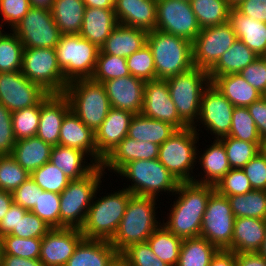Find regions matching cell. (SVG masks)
I'll return each instance as SVG.
<instances>
[{
  "label": "cell",
  "mask_w": 266,
  "mask_h": 266,
  "mask_svg": "<svg viewBox=\"0 0 266 266\" xmlns=\"http://www.w3.org/2000/svg\"><path fill=\"white\" fill-rule=\"evenodd\" d=\"M234 220L228 198L215 190L207 202L200 237L207 239L219 250L231 251Z\"/></svg>",
  "instance_id": "cell-13"
},
{
  "label": "cell",
  "mask_w": 266,
  "mask_h": 266,
  "mask_svg": "<svg viewBox=\"0 0 266 266\" xmlns=\"http://www.w3.org/2000/svg\"><path fill=\"white\" fill-rule=\"evenodd\" d=\"M146 39V31L118 24L100 50L104 54L127 58L141 49L146 44Z\"/></svg>",
  "instance_id": "cell-32"
},
{
  "label": "cell",
  "mask_w": 266,
  "mask_h": 266,
  "mask_svg": "<svg viewBox=\"0 0 266 266\" xmlns=\"http://www.w3.org/2000/svg\"><path fill=\"white\" fill-rule=\"evenodd\" d=\"M231 169H242L255 155L260 152L261 143H252L235 139L230 136L220 138Z\"/></svg>",
  "instance_id": "cell-43"
},
{
  "label": "cell",
  "mask_w": 266,
  "mask_h": 266,
  "mask_svg": "<svg viewBox=\"0 0 266 266\" xmlns=\"http://www.w3.org/2000/svg\"><path fill=\"white\" fill-rule=\"evenodd\" d=\"M19 222V205L13 204L0 222V237L9 235Z\"/></svg>",
  "instance_id": "cell-62"
},
{
  "label": "cell",
  "mask_w": 266,
  "mask_h": 266,
  "mask_svg": "<svg viewBox=\"0 0 266 266\" xmlns=\"http://www.w3.org/2000/svg\"><path fill=\"white\" fill-rule=\"evenodd\" d=\"M51 228H60V195L51 191L38 192L37 203L31 210Z\"/></svg>",
  "instance_id": "cell-49"
},
{
  "label": "cell",
  "mask_w": 266,
  "mask_h": 266,
  "mask_svg": "<svg viewBox=\"0 0 266 266\" xmlns=\"http://www.w3.org/2000/svg\"><path fill=\"white\" fill-rule=\"evenodd\" d=\"M88 8H114L115 0H83Z\"/></svg>",
  "instance_id": "cell-67"
},
{
  "label": "cell",
  "mask_w": 266,
  "mask_h": 266,
  "mask_svg": "<svg viewBox=\"0 0 266 266\" xmlns=\"http://www.w3.org/2000/svg\"><path fill=\"white\" fill-rule=\"evenodd\" d=\"M112 108L141 114L144 102L145 81L128 75L103 82Z\"/></svg>",
  "instance_id": "cell-21"
},
{
  "label": "cell",
  "mask_w": 266,
  "mask_h": 266,
  "mask_svg": "<svg viewBox=\"0 0 266 266\" xmlns=\"http://www.w3.org/2000/svg\"><path fill=\"white\" fill-rule=\"evenodd\" d=\"M30 8L29 0H0V24L2 26L7 25L6 28L10 26L12 30Z\"/></svg>",
  "instance_id": "cell-55"
},
{
  "label": "cell",
  "mask_w": 266,
  "mask_h": 266,
  "mask_svg": "<svg viewBox=\"0 0 266 266\" xmlns=\"http://www.w3.org/2000/svg\"><path fill=\"white\" fill-rule=\"evenodd\" d=\"M172 101L180 119L188 126L197 123L201 96L209 85L208 72L198 67L166 79Z\"/></svg>",
  "instance_id": "cell-9"
},
{
  "label": "cell",
  "mask_w": 266,
  "mask_h": 266,
  "mask_svg": "<svg viewBox=\"0 0 266 266\" xmlns=\"http://www.w3.org/2000/svg\"><path fill=\"white\" fill-rule=\"evenodd\" d=\"M234 107L235 106L210 82L203 90L201 96L199 117L197 123L193 127L195 132L200 135L204 128L213 139H220L228 136L231 130Z\"/></svg>",
  "instance_id": "cell-12"
},
{
  "label": "cell",
  "mask_w": 266,
  "mask_h": 266,
  "mask_svg": "<svg viewBox=\"0 0 266 266\" xmlns=\"http://www.w3.org/2000/svg\"><path fill=\"white\" fill-rule=\"evenodd\" d=\"M239 40L258 57L266 52V22L257 21L231 8L228 21Z\"/></svg>",
  "instance_id": "cell-30"
},
{
  "label": "cell",
  "mask_w": 266,
  "mask_h": 266,
  "mask_svg": "<svg viewBox=\"0 0 266 266\" xmlns=\"http://www.w3.org/2000/svg\"><path fill=\"white\" fill-rule=\"evenodd\" d=\"M129 73L144 81L156 79L153 54L146 43L141 49L126 58Z\"/></svg>",
  "instance_id": "cell-51"
},
{
  "label": "cell",
  "mask_w": 266,
  "mask_h": 266,
  "mask_svg": "<svg viewBox=\"0 0 266 266\" xmlns=\"http://www.w3.org/2000/svg\"><path fill=\"white\" fill-rule=\"evenodd\" d=\"M228 136L246 142L261 143V137L247 107H234Z\"/></svg>",
  "instance_id": "cell-46"
},
{
  "label": "cell",
  "mask_w": 266,
  "mask_h": 266,
  "mask_svg": "<svg viewBox=\"0 0 266 266\" xmlns=\"http://www.w3.org/2000/svg\"><path fill=\"white\" fill-rule=\"evenodd\" d=\"M155 63L156 79L166 80L194 67L192 43L160 30L147 33Z\"/></svg>",
  "instance_id": "cell-5"
},
{
  "label": "cell",
  "mask_w": 266,
  "mask_h": 266,
  "mask_svg": "<svg viewBox=\"0 0 266 266\" xmlns=\"http://www.w3.org/2000/svg\"><path fill=\"white\" fill-rule=\"evenodd\" d=\"M41 101L34 106L12 112L15 140L36 136L40 119Z\"/></svg>",
  "instance_id": "cell-44"
},
{
  "label": "cell",
  "mask_w": 266,
  "mask_h": 266,
  "mask_svg": "<svg viewBox=\"0 0 266 266\" xmlns=\"http://www.w3.org/2000/svg\"><path fill=\"white\" fill-rule=\"evenodd\" d=\"M252 189L266 191V157L259 152L243 168Z\"/></svg>",
  "instance_id": "cell-56"
},
{
  "label": "cell",
  "mask_w": 266,
  "mask_h": 266,
  "mask_svg": "<svg viewBox=\"0 0 266 266\" xmlns=\"http://www.w3.org/2000/svg\"><path fill=\"white\" fill-rule=\"evenodd\" d=\"M1 255H2V240L0 237V263H1Z\"/></svg>",
  "instance_id": "cell-73"
},
{
  "label": "cell",
  "mask_w": 266,
  "mask_h": 266,
  "mask_svg": "<svg viewBox=\"0 0 266 266\" xmlns=\"http://www.w3.org/2000/svg\"><path fill=\"white\" fill-rule=\"evenodd\" d=\"M116 176L130 182L123 184H127L124 188L133 195L157 199H160L158 197L164 193V195L169 193L168 196L171 197L179 184V181L172 176L158 158L128 162L116 173Z\"/></svg>",
  "instance_id": "cell-4"
},
{
  "label": "cell",
  "mask_w": 266,
  "mask_h": 266,
  "mask_svg": "<svg viewBox=\"0 0 266 266\" xmlns=\"http://www.w3.org/2000/svg\"><path fill=\"white\" fill-rule=\"evenodd\" d=\"M120 260L127 266H170L152 252L148 242L130 245L120 254Z\"/></svg>",
  "instance_id": "cell-53"
},
{
  "label": "cell",
  "mask_w": 266,
  "mask_h": 266,
  "mask_svg": "<svg viewBox=\"0 0 266 266\" xmlns=\"http://www.w3.org/2000/svg\"><path fill=\"white\" fill-rule=\"evenodd\" d=\"M141 114L147 118L170 123L177 129L188 127L180 119L175 104L171 99L167 81L163 79L145 81Z\"/></svg>",
  "instance_id": "cell-18"
},
{
  "label": "cell",
  "mask_w": 266,
  "mask_h": 266,
  "mask_svg": "<svg viewBox=\"0 0 266 266\" xmlns=\"http://www.w3.org/2000/svg\"><path fill=\"white\" fill-rule=\"evenodd\" d=\"M88 157L79 149L58 144L53 146L49 162L63 171L68 179L78 180L90 174L98 166Z\"/></svg>",
  "instance_id": "cell-29"
},
{
  "label": "cell",
  "mask_w": 266,
  "mask_h": 266,
  "mask_svg": "<svg viewBox=\"0 0 266 266\" xmlns=\"http://www.w3.org/2000/svg\"><path fill=\"white\" fill-rule=\"evenodd\" d=\"M210 141L211 144L207 145L204 151L202 148L199 149V146L197 148V170L200 169V171L198 170V175L195 174L194 182L216 186L231 167L222 141L220 139ZM198 166L200 167L198 168Z\"/></svg>",
  "instance_id": "cell-23"
},
{
  "label": "cell",
  "mask_w": 266,
  "mask_h": 266,
  "mask_svg": "<svg viewBox=\"0 0 266 266\" xmlns=\"http://www.w3.org/2000/svg\"><path fill=\"white\" fill-rule=\"evenodd\" d=\"M15 143L12 112L0 102V154L11 155Z\"/></svg>",
  "instance_id": "cell-57"
},
{
  "label": "cell",
  "mask_w": 266,
  "mask_h": 266,
  "mask_svg": "<svg viewBox=\"0 0 266 266\" xmlns=\"http://www.w3.org/2000/svg\"><path fill=\"white\" fill-rule=\"evenodd\" d=\"M13 204L12 193L0 189V222Z\"/></svg>",
  "instance_id": "cell-66"
},
{
  "label": "cell",
  "mask_w": 266,
  "mask_h": 266,
  "mask_svg": "<svg viewBox=\"0 0 266 266\" xmlns=\"http://www.w3.org/2000/svg\"><path fill=\"white\" fill-rule=\"evenodd\" d=\"M21 73L48 94H64L68 86L54 48H24Z\"/></svg>",
  "instance_id": "cell-11"
},
{
  "label": "cell",
  "mask_w": 266,
  "mask_h": 266,
  "mask_svg": "<svg viewBox=\"0 0 266 266\" xmlns=\"http://www.w3.org/2000/svg\"><path fill=\"white\" fill-rule=\"evenodd\" d=\"M31 7L51 9L54 0H29Z\"/></svg>",
  "instance_id": "cell-68"
},
{
  "label": "cell",
  "mask_w": 266,
  "mask_h": 266,
  "mask_svg": "<svg viewBox=\"0 0 266 266\" xmlns=\"http://www.w3.org/2000/svg\"><path fill=\"white\" fill-rule=\"evenodd\" d=\"M70 111L69 99L64 94H47L41 100L36 136L52 146L58 145L62 122Z\"/></svg>",
  "instance_id": "cell-22"
},
{
  "label": "cell",
  "mask_w": 266,
  "mask_h": 266,
  "mask_svg": "<svg viewBox=\"0 0 266 266\" xmlns=\"http://www.w3.org/2000/svg\"><path fill=\"white\" fill-rule=\"evenodd\" d=\"M227 198L235 218L266 219V191L253 189L245 194Z\"/></svg>",
  "instance_id": "cell-41"
},
{
  "label": "cell",
  "mask_w": 266,
  "mask_h": 266,
  "mask_svg": "<svg viewBox=\"0 0 266 266\" xmlns=\"http://www.w3.org/2000/svg\"><path fill=\"white\" fill-rule=\"evenodd\" d=\"M117 25L114 8L86 7L79 35L100 49Z\"/></svg>",
  "instance_id": "cell-28"
},
{
  "label": "cell",
  "mask_w": 266,
  "mask_h": 266,
  "mask_svg": "<svg viewBox=\"0 0 266 266\" xmlns=\"http://www.w3.org/2000/svg\"><path fill=\"white\" fill-rule=\"evenodd\" d=\"M41 191L42 189L31 177H29L16 190L12 192V199L15 204H18L23 208L31 211L35 206V203H37L38 192Z\"/></svg>",
  "instance_id": "cell-59"
},
{
  "label": "cell",
  "mask_w": 266,
  "mask_h": 266,
  "mask_svg": "<svg viewBox=\"0 0 266 266\" xmlns=\"http://www.w3.org/2000/svg\"><path fill=\"white\" fill-rule=\"evenodd\" d=\"M160 145L142 142L126 136L103 160L101 166L109 173H117L125 164L135 160L158 158Z\"/></svg>",
  "instance_id": "cell-24"
},
{
  "label": "cell",
  "mask_w": 266,
  "mask_h": 266,
  "mask_svg": "<svg viewBox=\"0 0 266 266\" xmlns=\"http://www.w3.org/2000/svg\"><path fill=\"white\" fill-rule=\"evenodd\" d=\"M30 177V173L23 169L11 155L0 157V189L13 192Z\"/></svg>",
  "instance_id": "cell-50"
},
{
  "label": "cell",
  "mask_w": 266,
  "mask_h": 266,
  "mask_svg": "<svg viewBox=\"0 0 266 266\" xmlns=\"http://www.w3.org/2000/svg\"><path fill=\"white\" fill-rule=\"evenodd\" d=\"M234 8L243 15L266 22V0H243Z\"/></svg>",
  "instance_id": "cell-60"
},
{
  "label": "cell",
  "mask_w": 266,
  "mask_h": 266,
  "mask_svg": "<svg viewBox=\"0 0 266 266\" xmlns=\"http://www.w3.org/2000/svg\"><path fill=\"white\" fill-rule=\"evenodd\" d=\"M155 29L182 37L191 43L201 30L190 2L181 0H156Z\"/></svg>",
  "instance_id": "cell-16"
},
{
  "label": "cell",
  "mask_w": 266,
  "mask_h": 266,
  "mask_svg": "<svg viewBox=\"0 0 266 266\" xmlns=\"http://www.w3.org/2000/svg\"><path fill=\"white\" fill-rule=\"evenodd\" d=\"M243 0H227V2L229 3V5L234 8L235 6H237L240 2H242Z\"/></svg>",
  "instance_id": "cell-71"
},
{
  "label": "cell",
  "mask_w": 266,
  "mask_h": 266,
  "mask_svg": "<svg viewBox=\"0 0 266 266\" xmlns=\"http://www.w3.org/2000/svg\"><path fill=\"white\" fill-rule=\"evenodd\" d=\"M177 130L170 123L135 114L131 119L127 136L137 141L161 145Z\"/></svg>",
  "instance_id": "cell-35"
},
{
  "label": "cell",
  "mask_w": 266,
  "mask_h": 266,
  "mask_svg": "<svg viewBox=\"0 0 266 266\" xmlns=\"http://www.w3.org/2000/svg\"><path fill=\"white\" fill-rule=\"evenodd\" d=\"M55 50L67 83L93 76L100 51L96 45L79 34L61 35Z\"/></svg>",
  "instance_id": "cell-10"
},
{
  "label": "cell",
  "mask_w": 266,
  "mask_h": 266,
  "mask_svg": "<svg viewBox=\"0 0 266 266\" xmlns=\"http://www.w3.org/2000/svg\"><path fill=\"white\" fill-rule=\"evenodd\" d=\"M190 5L200 29L221 25L229 21L232 7L227 0H192Z\"/></svg>",
  "instance_id": "cell-40"
},
{
  "label": "cell",
  "mask_w": 266,
  "mask_h": 266,
  "mask_svg": "<svg viewBox=\"0 0 266 266\" xmlns=\"http://www.w3.org/2000/svg\"><path fill=\"white\" fill-rule=\"evenodd\" d=\"M2 240V255H12L27 259H39L42 238H20L5 235Z\"/></svg>",
  "instance_id": "cell-48"
},
{
  "label": "cell",
  "mask_w": 266,
  "mask_h": 266,
  "mask_svg": "<svg viewBox=\"0 0 266 266\" xmlns=\"http://www.w3.org/2000/svg\"><path fill=\"white\" fill-rule=\"evenodd\" d=\"M266 219L235 218L231 251L234 253L257 252L265 237Z\"/></svg>",
  "instance_id": "cell-31"
},
{
  "label": "cell",
  "mask_w": 266,
  "mask_h": 266,
  "mask_svg": "<svg viewBox=\"0 0 266 266\" xmlns=\"http://www.w3.org/2000/svg\"><path fill=\"white\" fill-rule=\"evenodd\" d=\"M183 239L171 233L161 224L147 239L152 252L170 266H177Z\"/></svg>",
  "instance_id": "cell-39"
},
{
  "label": "cell",
  "mask_w": 266,
  "mask_h": 266,
  "mask_svg": "<svg viewBox=\"0 0 266 266\" xmlns=\"http://www.w3.org/2000/svg\"><path fill=\"white\" fill-rule=\"evenodd\" d=\"M214 191L215 186L212 185L193 181L179 182L176 192L172 195L175 196L172 202L174 204L171 203L162 224L182 239L200 237L203 215L208 199Z\"/></svg>",
  "instance_id": "cell-1"
},
{
  "label": "cell",
  "mask_w": 266,
  "mask_h": 266,
  "mask_svg": "<svg viewBox=\"0 0 266 266\" xmlns=\"http://www.w3.org/2000/svg\"><path fill=\"white\" fill-rule=\"evenodd\" d=\"M237 40L229 22L201 29L192 42L194 67L209 72Z\"/></svg>",
  "instance_id": "cell-15"
},
{
  "label": "cell",
  "mask_w": 266,
  "mask_h": 266,
  "mask_svg": "<svg viewBox=\"0 0 266 266\" xmlns=\"http://www.w3.org/2000/svg\"><path fill=\"white\" fill-rule=\"evenodd\" d=\"M3 27V28H2ZM5 29H4V26H2L1 24H0V39L3 37V35L6 33L5 31H4Z\"/></svg>",
  "instance_id": "cell-72"
},
{
  "label": "cell",
  "mask_w": 266,
  "mask_h": 266,
  "mask_svg": "<svg viewBox=\"0 0 266 266\" xmlns=\"http://www.w3.org/2000/svg\"><path fill=\"white\" fill-rule=\"evenodd\" d=\"M12 31L18 36L24 48L55 49L62 35L51 11L39 7H31Z\"/></svg>",
  "instance_id": "cell-14"
},
{
  "label": "cell",
  "mask_w": 266,
  "mask_h": 266,
  "mask_svg": "<svg viewBox=\"0 0 266 266\" xmlns=\"http://www.w3.org/2000/svg\"><path fill=\"white\" fill-rule=\"evenodd\" d=\"M257 253L260 254L266 260V222H265V237Z\"/></svg>",
  "instance_id": "cell-69"
},
{
  "label": "cell",
  "mask_w": 266,
  "mask_h": 266,
  "mask_svg": "<svg viewBox=\"0 0 266 266\" xmlns=\"http://www.w3.org/2000/svg\"><path fill=\"white\" fill-rule=\"evenodd\" d=\"M260 57L263 59V61H264L265 64H266V52H265L263 55H261Z\"/></svg>",
  "instance_id": "cell-74"
},
{
  "label": "cell",
  "mask_w": 266,
  "mask_h": 266,
  "mask_svg": "<svg viewBox=\"0 0 266 266\" xmlns=\"http://www.w3.org/2000/svg\"><path fill=\"white\" fill-rule=\"evenodd\" d=\"M219 249L203 237L182 241L177 266H209Z\"/></svg>",
  "instance_id": "cell-38"
},
{
  "label": "cell",
  "mask_w": 266,
  "mask_h": 266,
  "mask_svg": "<svg viewBox=\"0 0 266 266\" xmlns=\"http://www.w3.org/2000/svg\"><path fill=\"white\" fill-rule=\"evenodd\" d=\"M52 228L32 211L19 205V222L9 235L20 238H42Z\"/></svg>",
  "instance_id": "cell-52"
},
{
  "label": "cell",
  "mask_w": 266,
  "mask_h": 266,
  "mask_svg": "<svg viewBox=\"0 0 266 266\" xmlns=\"http://www.w3.org/2000/svg\"><path fill=\"white\" fill-rule=\"evenodd\" d=\"M118 24L148 32L156 27V0H115Z\"/></svg>",
  "instance_id": "cell-26"
},
{
  "label": "cell",
  "mask_w": 266,
  "mask_h": 266,
  "mask_svg": "<svg viewBox=\"0 0 266 266\" xmlns=\"http://www.w3.org/2000/svg\"><path fill=\"white\" fill-rule=\"evenodd\" d=\"M102 185L98 187L93 197L85 223L80 230L84 238L110 241L118 229L133 194L123 187L104 193ZM98 193L103 194L102 197Z\"/></svg>",
  "instance_id": "cell-3"
},
{
  "label": "cell",
  "mask_w": 266,
  "mask_h": 266,
  "mask_svg": "<svg viewBox=\"0 0 266 266\" xmlns=\"http://www.w3.org/2000/svg\"><path fill=\"white\" fill-rule=\"evenodd\" d=\"M260 152L266 157V139L261 141Z\"/></svg>",
  "instance_id": "cell-70"
},
{
  "label": "cell",
  "mask_w": 266,
  "mask_h": 266,
  "mask_svg": "<svg viewBox=\"0 0 266 266\" xmlns=\"http://www.w3.org/2000/svg\"><path fill=\"white\" fill-rule=\"evenodd\" d=\"M53 146L37 136L17 140L11 156L29 173L50 161Z\"/></svg>",
  "instance_id": "cell-34"
},
{
  "label": "cell",
  "mask_w": 266,
  "mask_h": 266,
  "mask_svg": "<svg viewBox=\"0 0 266 266\" xmlns=\"http://www.w3.org/2000/svg\"><path fill=\"white\" fill-rule=\"evenodd\" d=\"M128 75H130V73L127 67L126 58L112 54H104L101 50L99 51L96 68L91 77L93 80L103 83L107 80Z\"/></svg>",
  "instance_id": "cell-45"
},
{
  "label": "cell",
  "mask_w": 266,
  "mask_h": 266,
  "mask_svg": "<svg viewBox=\"0 0 266 266\" xmlns=\"http://www.w3.org/2000/svg\"><path fill=\"white\" fill-rule=\"evenodd\" d=\"M239 74L263 96L266 94V64L261 57L254 60Z\"/></svg>",
  "instance_id": "cell-58"
},
{
  "label": "cell",
  "mask_w": 266,
  "mask_h": 266,
  "mask_svg": "<svg viewBox=\"0 0 266 266\" xmlns=\"http://www.w3.org/2000/svg\"><path fill=\"white\" fill-rule=\"evenodd\" d=\"M47 94L21 71L0 73V102L11 112L37 105Z\"/></svg>",
  "instance_id": "cell-17"
},
{
  "label": "cell",
  "mask_w": 266,
  "mask_h": 266,
  "mask_svg": "<svg viewBox=\"0 0 266 266\" xmlns=\"http://www.w3.org/2000/svg\"><path fill=\"white\" fill-rule=\"evenodd\" d=\"M200 136L193 127L178 129L159 147L158 160L179 182H194Z\"/></svg>",
  "instance_id": "cell-7"
},
{
  "label": "cell",
  "mask_w": 266,
  "mask_h": 266,
  "mask_svg": "<svg viewBox=\"0 0 266 266\" xmlns=\"http://www.w3.org/2000/svg\"><path fill=\"white\" fill-rule=\"evenodd\" d=\"M236 266H266V260L257 252L235 253Z\"/></svg>",
  "instance_id": "cell-63"
},
{
  "label": "cell",
  "mask_w": 266,
  "mask_h": 266,
  "mask_svg": "<svg viewBox=\"0 0 266 266\" xmlns=\"http://www.w3.org/2000/svg\"><path fill=\"white\" fill-rule=\"evenodd\" d=\"M158 201L160 202L154 197L137 195L130 198L118 229L109 241L119 254L132 244L147 242L162 224L156 211L157 208H161V204L157 206Z\"/></svg>",
  "instance_id": "cell-2"
},
{
  "label": "cell",
  "mask_w": 266,
  "mask_h": 266,
  "mask_svg": "<svg viewBox=\"0 0 266 266\" xmlns=\"http://www.w3.org/2000/svg\"><path fill=\"white\" fill-rule=\"evenodd\" d=\"M134 115L130 111L110 108L101 126L94 132L97 165H101L103 160L127 136Z\"/></svg>",
  "instance_id": "cell-20"
},
{
  "label": "cell",
  "mask_w": 266,
  "mask_h": 266,
  "mask_svg": "<svg viewBox=\"0 0 266 266\" xmlns=\"http://www.w3.org/2000/svg\"><path fill=\"white\" fill-rule=\"evenodd\" d=\"M64 95L69 99L71 111L94 132L111 108L103 83L92 78L68 83Z\"/></svg>",
  "instance_id": "cell-8"
},
{
  "label": "cell",
  "mask_w": 266,
  "mask_h": 266,
  "mask_svg": "<svg viewBox=\"0 0 266 266\" xmlns=\"http://www.w3.org/2000/svg\"><path fill=\"white\" fill-rule=\"evenodd\" d=\"M59 145L79 149L97 164L95 133L72 111L64 117L62 122Z\"/></svg>",
  "instance_id": "cell-27"
},
{
  "label": "cell",
  "mask_w": 266,
  "mask_h": 266,
  "mask_svg": "<svg viewBox=\"0 0 266 266\" xmlns=\"http://www.w3.org/2000/svg\"><path fill=\"white\" fill-rule=\"evenodd\" d=\"M0 266H45L40 259H27L12 255H1Z\"/></svg>",
  "instance_id": "cell-64"
},
{
  "label": "cell",
  "mask_w": 266,
  "mask_h": 266,
  "mask_svg": "<svg viewBox=\"0 0 266 266\" xmlns=\"http://www.w3.org/2000/svg\"><path fill=\"white\" fill-rule=\"evenodd\" d=\"M209 266H236L235 253L228 250H219L212 258Z\"/></svg>",
  "instance_id": "cell-65"
},
{
  "label": "cell",
  "mask_w": 266,
  "mask_h": 266,
  "mask_svg": "<svg viewBox=\"0 0 266 266\" xmlns=\"http://www.w3.org/2000/svg\"><path fill=\"white\" fill-rule=\"evenodd\" d=\"M83 0H54L51 15L62 35L79 34L84 13Z\"/></svg>",
  "instance_id": "cell-36"
},
{
  "label": "cell",
  "mask_w": 266,
  "mask_h": 266,
  "mask_svg": "<svg viewBox=\"0 0 266 266\" xmlns=\"http://www.w3.org/2000/svg\"><path fill=\"white\" fill-rule=\"evenodd\" d=\"M83 238L79 228H52L42 237L40 261L45 266H65Z\"/></svg>",
  "instance_id": "cell-19"
},
{
  "label": "cell",
  "mask_w": 266,
  "mask_h": 266,
  "mask_svg": "<svg viewBox=\"0 0 266 266\" xmlns=\"http://www.w3.org/2000/svg\"><path fill=\"white\" fill-rule=\"evenodd\" d=\"M108 171L98 165L90 174L71 180L60 195V228H79L85 223L88 209Z\"/></svg>",
  "instance_id": "cell-6"
},
{
  "label": "cell",
  "mask_w": 266,
  "mask_h": 266,
  "mask_svg": "<svg viewBox=\"0 0 266 266\" xmlns=\"http://www.w3.org/2000/svg\"><path fill=\"white\" fill-rule=\"evenodd\" d=\"M215 190L220 195L227 197L245 194L253 189L242 169H230L218 184H216Z\"/></svg>",
  "instance_id": "cell-54"
},
{
  "label": "cell",
  "mask_w": 266,
  "mask_h": 266,
  "mask_svg": "<svg viewBox=\"0 0 266 266\" xmlns=\"http://www.w3.org/2000/svg\"><path fill=\"white\" fill-rule=\"evenodd\" d=\"M247 108L255 122L261 140L266 139V98L262 96L258 101L253 102Z\"/></svg>",
  "instance_id": "cell-61"
},
{
  "label": "cell",
  "mask_w": 266,
  "mask_h": 266,
  "mask_svg": "<svg viewBox=\"0 0 266 266\" xmlns=\"http://www.w3.org/2000/svg\"><path fill=\"white\" fill-rule=\"evenodd\" d=\"M24 47L18 36L10 30L0 39V73L21 71Z\"/></svg>",
  "instance_id": "cell-42"
},
{
  "label": "cell",
  "mask_w": 266,
  "mask_h": 266,
  "mask_svg": "<svg viewBox=\"0 0 266 266\" xmlns=\"http://www.w3.org/2000/svg\"><path fill=\"white\" fill-rule=\"evenodd\" d=\"M120 254L108 240L83 238L65 266H116Z\"/></svg>",
  "instance_id": "cell-25"
},
{
  "label": "cell",
  "mask_w": 266,
  "mask_h": 266,
  "mask_svg": "<svg viewBox=\"0 0 266 266\" xmlns=\"http://www.w3.org/2000/svg\"><path fill=\"white\" fill-rule=\"evenodd\" d=\"M30 177L43 191H51L56 194H60L71 181L63 171L50 162L31 172Z\"/></svg>",
  "instance_id": "cell-47"
},
{
  "label": "cell",
  "mask_w": 266,
  "mask_h": 266,
  "mask_svg": "<svg viewBox=\"0 0 266 266\" xmlns=\"http://www.w3.org/2000/svg\"><path fill=\"white\" fill-rule=\"evenodd\" d=\"M181 1L191 2L192 0H181Z\"/></svg>",
  "instance_id": "cell-76"
},
{
  "label": "cell",
  "mask_w": 266,
  "mask_h": 266,
  "mask_svg": "<svg viewBox=\"0 0 266 266\" xmlns=\"http://www.w3.org/2000/svg\"><path fill=\"white\" fill-rule=\"evenodd\" d=\"M211 83L235 107H248L258 101L263 95L239 74H228L215 77Z\"/></svg>",
  "instance_id": "cell-33"
},
{
  "label": "cell",
  "mask_w": 266,
  "mask_h": 266,
  "mask_svg": "<svg viewBox=\"0 0 266 266\" xmlns=\"http://www.w3.org/2000/svg\"><path fill=\"white\" fill-rule=\"evenodd\" d=\"M116 266H122V261L119 260V261L117 262Z\"/></svg>",
  "instance_id": "cell-75"
},
{
  "label": "cell",
  "mask_w": 266,
  "mask_h": 266,
  "mask_svg": "<svg viewBox=\"0 0 266 266\" xmlns=\"http://www.w3.org/2000/svg\"><path fill=\"white\" fill-rule=\"evenodd\" d=\"M257 58L258 56L238 39L208 72L210 82L217 76L240 73Z\"/></svg>",
  "instance_id": "cell-37"
}]
</instances>
